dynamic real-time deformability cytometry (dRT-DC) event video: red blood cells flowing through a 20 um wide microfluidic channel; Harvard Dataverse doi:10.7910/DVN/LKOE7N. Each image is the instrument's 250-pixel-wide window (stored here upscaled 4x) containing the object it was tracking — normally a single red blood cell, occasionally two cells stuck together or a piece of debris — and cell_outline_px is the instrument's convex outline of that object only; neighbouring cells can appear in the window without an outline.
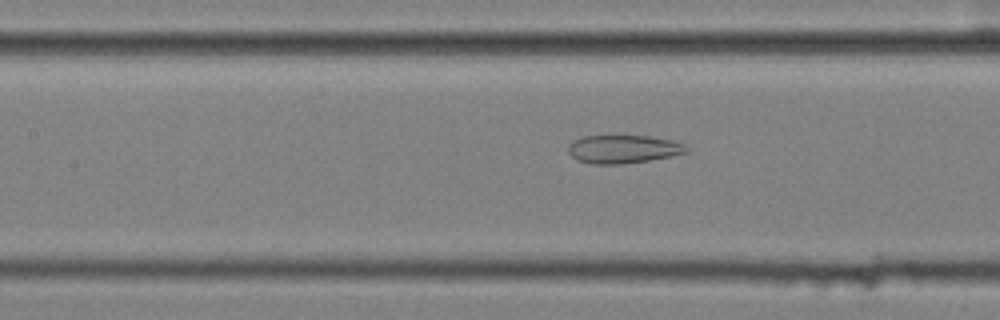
{"species": "common noctule bat (a hibernating species)", "species_latin": "Nyctalus noctula", "temperature_condition": "cold", "stored_images_in_passage": 46, "camera_frame_rate_fps": 3000, "um_per_image_px": 0.085, "animal": {"sex": "female", "body_mass_g": 25.1}, "frame": {"image": 1, "passage_image": 15, "time_ms": 4.667, "image_size_px": [1000, 320], "cell_outline_px": [[688, 152], [648, 160], [624, 164], [592, 164], [576, 160], [568, 152], [568, 144], [584, 136], [648, 136], [672, 140], [684, 144], [688, 148]], "centroid_in_image_um": [52.95, 12.68], "position_along_channel_um": 154.5, "area_um2": 19.31}}
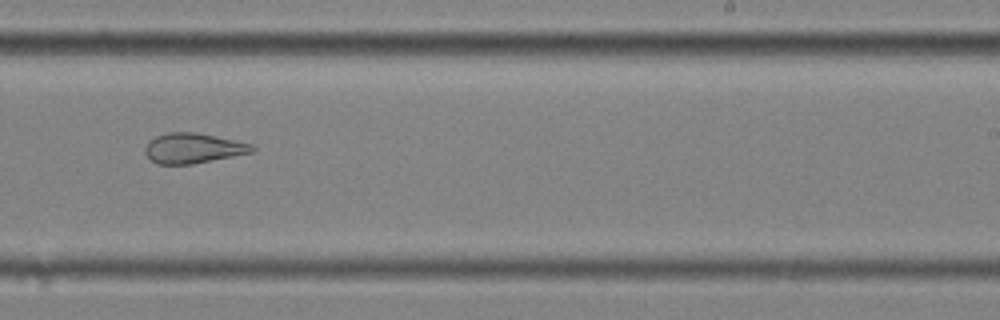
{"frame": {"image": 2, "passage_image": 25, "time_ms": 8.0, "image_size_px": [1000, 320], "cell_outline_px": [[256, 148], [252, 152], [192, 164], [156, 164], [144, 152], [144, 148], [148, 140], [156, 136], [168, 132], [196, 132], [256, 144]], "centroid_in_image_um": [16.42, 12.58], "position_along_channel_um": 272.6, "area_um2": 18.9}}
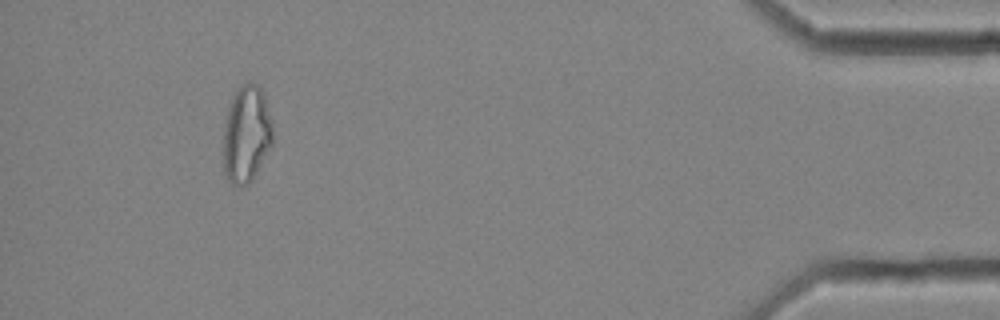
{"frame": {"image": 3, "passage_image": 42, "time_ms": 13.667, "image_size_px": [1000, 320], "cell_outline_px": [[272, 144], [252, 180], [248, 184], [240, 188], [232, 184], [228, 180], [224, 168], [224, 132], [228, 112], [232, 96], [244, 84], [260, 84], [264, 92], [272, 120]], "centroid_in_image_um": [20.97, 11.42], "position_along_channel_um": 414.2, "area_um2": 27.74}, "authors_computed_cell_mechanics": {"area_um2": 24.276, "velocity_mm_per_s": 3.5556, "shape_relaxation_time_tau1_ms": null, "shape_relaxation_time_tau2_ms": 2.3938, "deformation_change_tau1": null, "deformation_change_tau2": 0.1157}}